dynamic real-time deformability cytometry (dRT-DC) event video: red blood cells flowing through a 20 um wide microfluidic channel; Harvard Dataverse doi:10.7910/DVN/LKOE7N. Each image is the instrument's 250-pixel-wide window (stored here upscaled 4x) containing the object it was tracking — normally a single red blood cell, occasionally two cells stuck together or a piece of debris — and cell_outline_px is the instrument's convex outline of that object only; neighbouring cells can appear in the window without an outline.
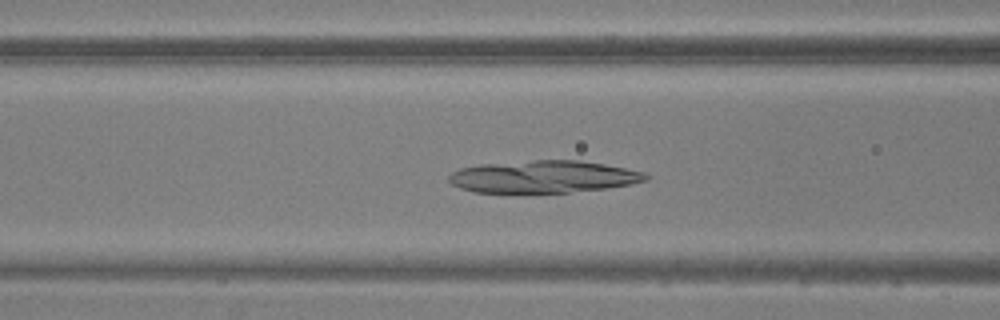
{"species": "common noctule bat (a hibernating species)", "species_latin": "Nyctalus noctula", "temperature_condition": "warm", "stored_images_in_passage": 48, "camera_frame_rate_fps": 3000, "um_per_image_px": 0.085, "animal": {"sex": "male", "body_mass_g": 20.5, "forearm_length_mm": 52.5}, "frame": {"image": 1, "passage_image": 17, "time_ms": 5.333, "image_size_px": [1000, 320], "cell_outline_px": [[652, 176], [648, 180], [628, 184], [604, 188], [568, 192], [476, 192], [460, 188], [452, 184], [448, 180], [448, 176], [452, 172], [460, 168], [480, 164], [532, 160], [580, 160], [604, 164], [644, 172]], "centroid_in_image_um": [46.18, 15.01], "position_along_channel_um": 120.4, "area_um2": 36.82}}
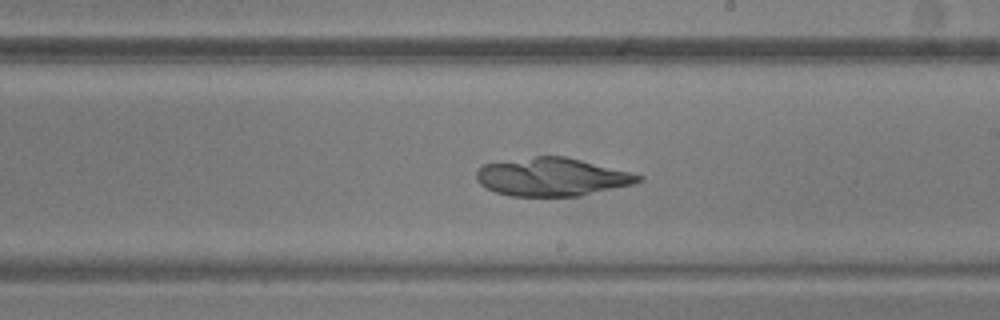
{"frame": {"image": 2, "passage_image": 26, "time_ms": 8.333, "image_size_px": [1000, 320], "cell_outline_px": [[644, 180], [632, 184], [580, 196], [512, 196], [496, 192], [480, 184], [476, 180], [476, 172], [484, 164], [536, 156], [564, 156], [632, 172], [644, 176]], "centroid_in_image_um": [46.95, 15.04], "position_along_channel_um": 242.1, "area_um2": 35.84}}
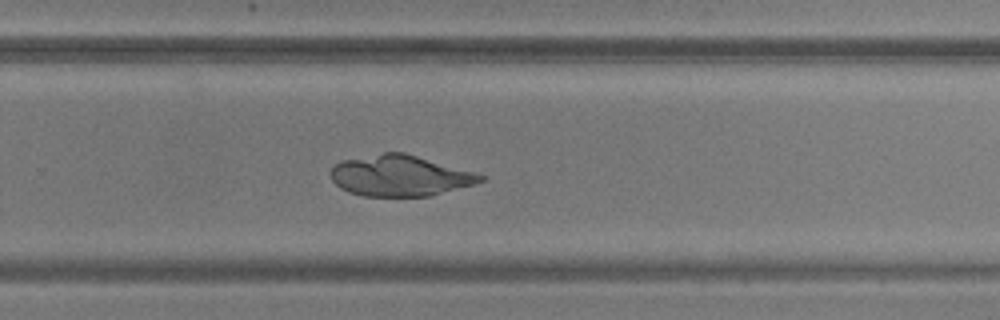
{"frame": {"image": 3, "passage_image": 30, "time_ms": 9.667, "image_size_px": [1000, 320], "cell_outline_px": [[484, 180], [472, 184], [432, 196], [364, 196], [348, 192], [340, 188], [332, 180], [328, 172], [340, 160], [384, 152], [404, 152], [476, 172], [484, 176]], "centroid_in_image_um": [33.96, 14.93], "position_along_channel_um": 295.8, "area_um2": 35.84}}